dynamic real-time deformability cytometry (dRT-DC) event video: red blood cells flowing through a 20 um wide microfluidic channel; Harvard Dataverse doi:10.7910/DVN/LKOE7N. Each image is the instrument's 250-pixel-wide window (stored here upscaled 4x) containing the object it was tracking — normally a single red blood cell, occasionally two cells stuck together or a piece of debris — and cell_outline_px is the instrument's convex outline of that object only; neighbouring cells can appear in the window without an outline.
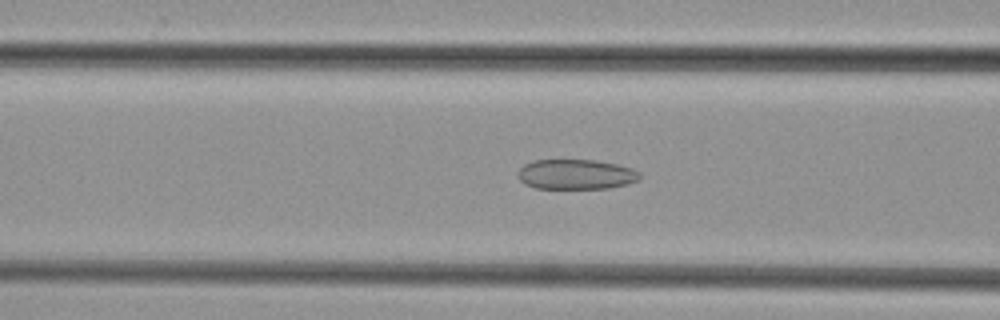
{"species": "common noctule bat (a hibernating species)", "species_latin": "Nyctalus noctula", "temperature_condition": "cold", "stored_images_in_passage": 34, "camera_frame_rate_fps": 3000, "um_per_image_px": 0.085, "animal": {"sex": "female", "body_mass_g": 29.2, "forearm_length_mm": 56.3}, "frame": {"image": 1, "passage_image": 5, "time_ms": 1.333, "image_size_px": [1000, 320], "cell_outline_px": [[640, 180], [628, 184], [608, 188], [536, 188], [524, 184], [520, 180], [520, 168], [524, 164], [536, 160], [596, 160], [616, 164], [632, 168], [640, 172]], "centroid_in_image_um": [49.0, 14.82], "position_along_channel_um": 117.6, "area_um2": 21.21}}
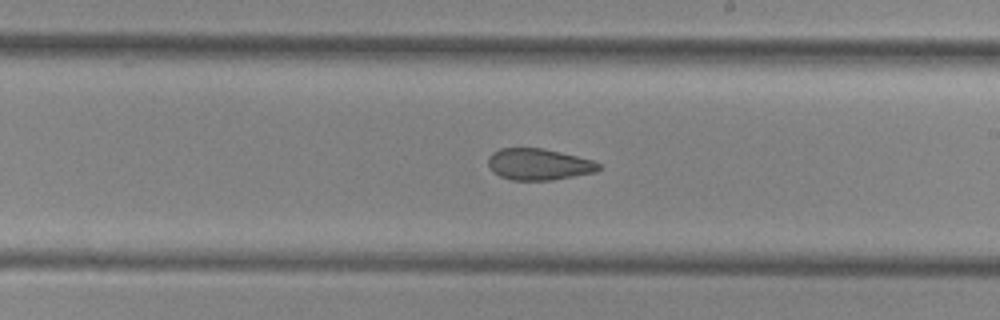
{"frame": {"image": 2, "passage_image": 14, "time_ms": 4.333, "image_size_px": [1000, 320], "cell_outline_px": [[604, 168], [596, 172], [552, 180], [512, 180], [500, 176], [492, 172], [488, 164], [488, 156], [492, 152], [500, 148], [544, 148], [592, 160], [600, 164]], "centroid_in_image_um": [45.79, 13.97], "position_along_channel_um": 243.2, "area_um2": 20.4}}
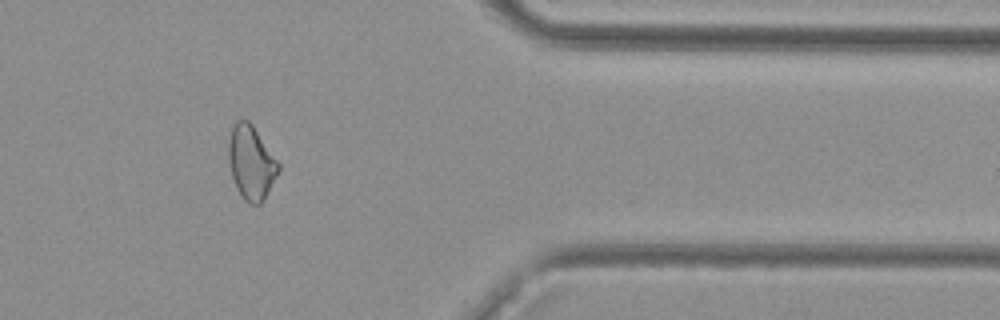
{"frame": {"image": 3, "passage_image": 26, "time_ms": 8.333, "image_size_px": [1000, 320], "cell_outline_px": [[280, 168], [264, 200], [260, 204], [248, 204], [240, 196], [236, 188], [232, 176], [228, 160], [228, 140], [232, 124], [236, 120], [248, 120], [252, 124], [280, 164]], "centroid_in_image_um": [21.32, 13.82], "position_along_channel_um": 390.1, "area_um2": 21.62}}